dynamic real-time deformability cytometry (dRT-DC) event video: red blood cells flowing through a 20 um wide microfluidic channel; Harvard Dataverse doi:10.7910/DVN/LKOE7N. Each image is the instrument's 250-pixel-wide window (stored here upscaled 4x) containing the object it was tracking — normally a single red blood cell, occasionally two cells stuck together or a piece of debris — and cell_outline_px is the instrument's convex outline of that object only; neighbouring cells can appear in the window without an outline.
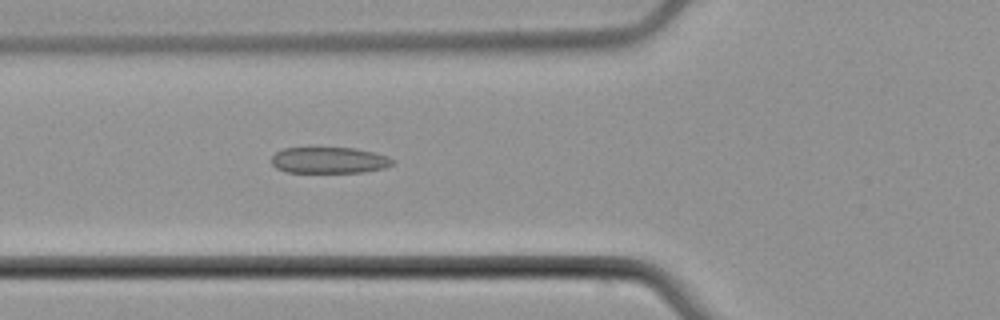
{"species": "common noctule bat (a hibernating species)", "species_latin": "Nyctalus noctula", "temperature_condition": "cold", "stored_images_in_passage": 5, "camera_frame_rate_fps": 3000, "um_per_image_px": 0.085, "animal": {"sex": "male", "body_mass_g": 21.5, "forearm_length_mm": 52.0}, "frame": {"image": 1, "passage_image": 5, "time_ms": 5.667, "image_size_px": [1000, 320], "cell_outline_px": [[392, 164], [384, 168], [364, 172], [284, 172], [276, 168], [272, 164], [272, 156], [276, 152], [284, 148], [312, 144], [356, 148], [388, 156], [392, 160]], "centroid_in_image_um": [27.9, 13.56], "position_along_channel_um": 97.9, "area_um2": 19.42}}